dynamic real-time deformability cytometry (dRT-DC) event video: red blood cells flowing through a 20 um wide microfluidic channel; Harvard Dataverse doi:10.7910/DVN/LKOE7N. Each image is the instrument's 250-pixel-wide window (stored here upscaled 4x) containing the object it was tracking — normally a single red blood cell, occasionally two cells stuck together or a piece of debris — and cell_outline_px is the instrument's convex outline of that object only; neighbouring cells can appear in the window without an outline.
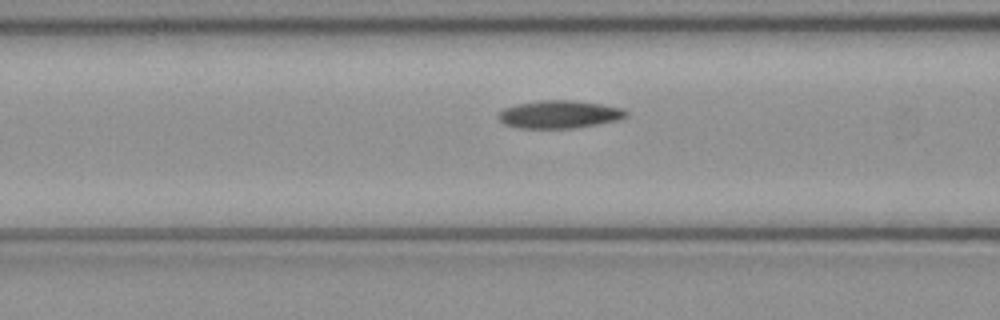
{"species": "common noctule bat (a hibernating species)", "species_latin": "Nyctalus noctula", "temperature_condition": "cold", "stored_images_in_passage": 37, "camera_frame_rate_fps": 3000, "um_per_image_px": 0.085, "animal": {"sex": "female", "body_mass_g": 21.9}, "frame": {"image": 1, "passage_image": 6, "time_ms": 1.667, "image_size_px": [1000, 320], "cell_outline_px": [[628, 116], [616, 120], [576, 128], [516, 128], [504, 124], [496, 116], [504, 108], [516, 104], [540, 100], [572, 100], [600, 104], [624, 108], [628, 112]], "centroid_in_image_um": [47.52, 9.72], "position_along_channel_um": 119.1, "area_um2": 20.75}}
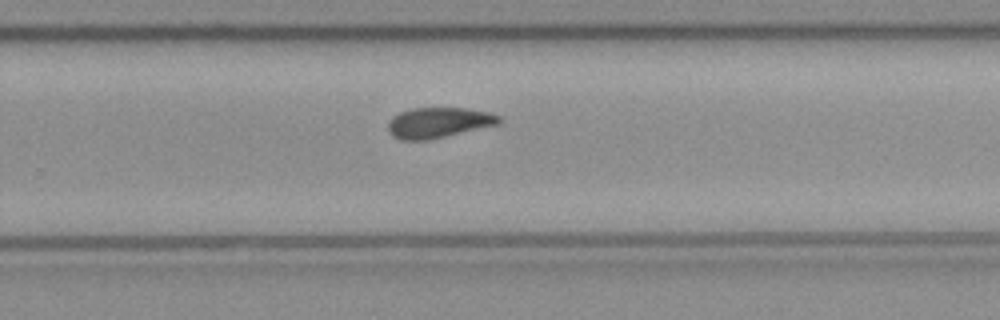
{"frame": {"image": 2, "passage_image": 19, "time_ms": 6.0, "image_size_px": [1000, 320], "cell_outline_px": [[504, 120], [500, 124], [428, 140], [400, 140], [392, 136], [388, 132], [388, 124], [392, 116], [400, 112], [412, 108], [464, 108], [488, 112], [500, 116]], "centroid_in_image_um": [37.28, 10.43], "position_along_channel_um": 292.5, "area_um2": 19.83}}
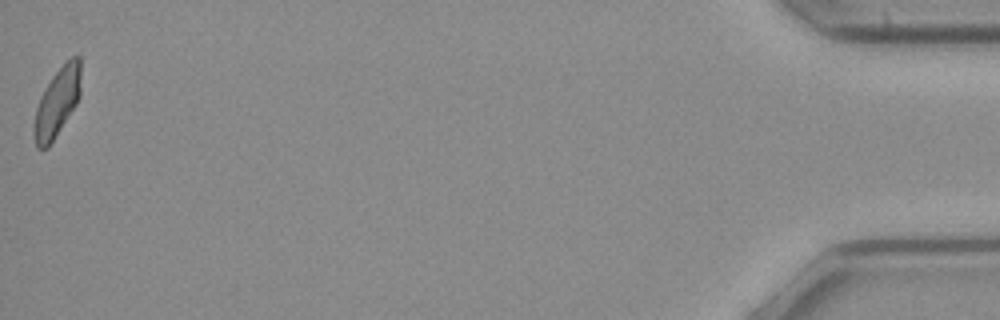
{"frame": {"image": 3, "passage_image": 37, "time_ms": 12.0, "image_size_px": [1000, 320], "cell_outline_px": [[80, 96], [76, 104], [48, 148], [36, 148], [32, 128], [32, 124], [36, 108], [40, 96], [44, 88], [52, 76], [76, 52], [80, 56]], "centroid_in_image_um": [4.83, 8.7], "position_along_channel_um": 430.4, "area_um2": 18.84}, "authors_computed_cell_mechanics": {"area_um2": 19.8832, "velocity_mm_per_s": 4.0088, "shape_relaxation_time_tau1_ms": 10.9459, "shape_relaxation_time_tau2_ms": null, "deformation_change_tau1": 0.1908, "deformation_change_tau2": null}}